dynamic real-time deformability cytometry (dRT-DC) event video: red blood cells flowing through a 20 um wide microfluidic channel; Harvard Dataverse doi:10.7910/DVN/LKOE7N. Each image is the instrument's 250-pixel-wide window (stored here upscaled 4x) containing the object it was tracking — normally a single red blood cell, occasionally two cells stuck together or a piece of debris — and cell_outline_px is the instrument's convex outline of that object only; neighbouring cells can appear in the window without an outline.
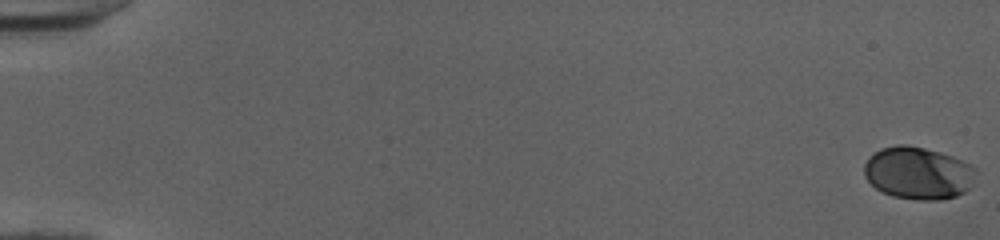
{"species": "human", "species_latin": "Homo sapiens", "temperature_condition": "cold", "stored_images_in_passage": 53, "camera_frame_rate_fps": 3000, "um_per_image_px": 0.085, "donor": {"sex": "female"}, "frame": {"image": 1, "passage_image": 1, "time_ms": 0.0, "image_size_px": [1000, 240], "cell_outline_px": [[976, 168], [968, 188], [964, 192], [956, 196], [940, 200], [920, 200], [892, 196], [876, 188], [864, 176], [864, 164], [868, 156], [880, 148], [896, 144], [904, 144], [924, 148], [952, 156]], "centroid_in_image_um": [77.98, 14.7], "position_along_channel_um": 7.0, "area_um2": 33.87}}
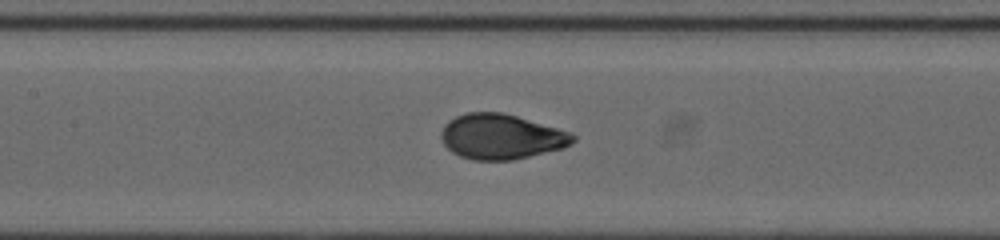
{"frame": {"image": 2, "passage_image": 27, "time_ms": 8.667, "image_size_px": [1000, 240], "cell_outline_px": [[576, 140], [572, 144], [564, 148], [512, 160], [472, 160], [460, 156], [452, 152], [444, 144], [440, 136], [440, 132], [444, 124], [448, 120], [456, 116], [468, 112], [500, 112], [516, 116], [572, 132], [576, 136]], "centroid_in_image_um": [42.6, 11.61], "position_along_channel_um": 164.8, "area_um2": 34.8}}
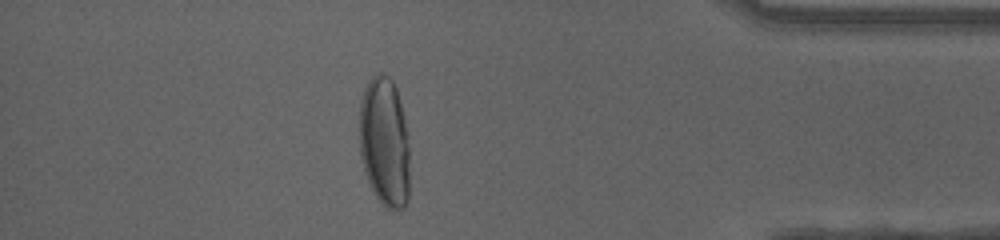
{"frame": {"image": 3, "passage_image": 47, "time_ms": 15.333, "image_size_px": [1000, 240], "cell_outline_px": [[408, 200], [404, 208], [388, 208], [376, 196], [368, 180], [360, 156], [360, 100], [364, 88], [368, 80], [376, 72], [380, 72], [388, 76], [392, 80], [396, 88], [404, 116], [408, 136]], "centroid_in_image_um": [32.68, 12.01], "position_along_channel_um": 402.5, "area_um2": 37.92}, "authors_computed_cell_mechanics": {"area_um2": 34.102, "velocity_mm_per_s": 4.0238, "shape_relaxation_time_tau1_ms": 5.0885, "shape_relaxation_time_tau2_ms": null, "deformation_change_tau1": 0.2233, "deformation_change_tau2": null}}